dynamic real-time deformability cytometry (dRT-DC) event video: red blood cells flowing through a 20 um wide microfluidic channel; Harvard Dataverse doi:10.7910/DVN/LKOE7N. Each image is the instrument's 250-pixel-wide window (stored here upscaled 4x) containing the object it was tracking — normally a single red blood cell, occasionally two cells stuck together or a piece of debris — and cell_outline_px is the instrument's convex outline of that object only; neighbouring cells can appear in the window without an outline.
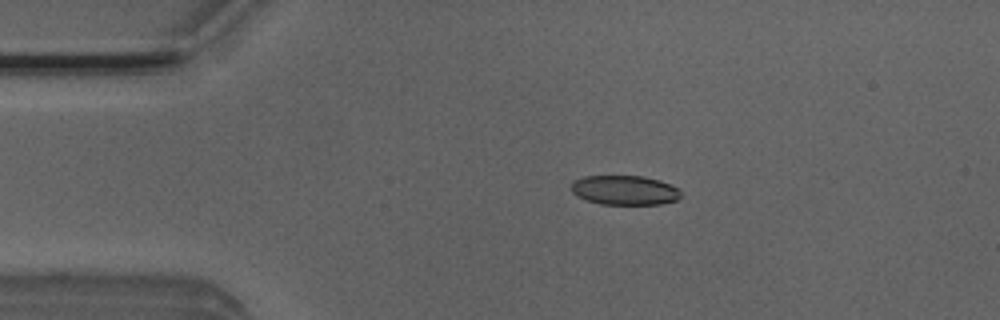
{"species": "Egyptian fruit bat (a non-hibernating species)", "species_latin": "Rousettus aegyptiacus", "temperature_condition": "room temperature", "stored_images_in_passage": 42, "camera_frame_rate_fps": 3000, "um_per_image_px": 0.085, "animal": {"sex": "male"}, "frame": {"image": 1, "passage_image": 1, "time_ms": 0.0, "image_size_px": [1000, 320], "cell_outline_px": [[680, 196], [676, 200], [660, 204], [600, 204], [588, 200], [572, 192], [572, 180], [584, 176], [644, 176], [660, 180], [680, 188]], "centroid_in_image_um": [53.12, 16.15], "position_along_channel_um": 31.9, "area_um2": 18.79}}
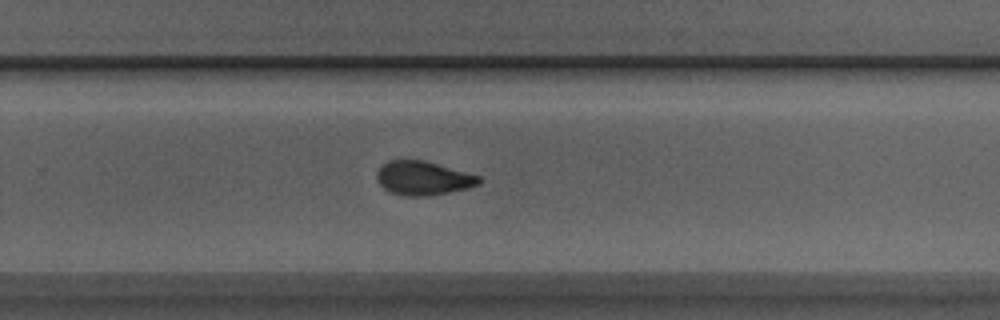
{"frame": {"image": 2, "passage_image": 24, "time_ms": 7.667, "image_size_px": [1000, 320], "cell_outline_px": [[480, 184], [468, 188], [448, 192], [424, 196], [404, 196], [388, 192], [376, 180], [376, 172], [388, 160], [424, 160], [480, 176]], "centroid_in_image_um": [35.93, 15.15], "position_along_channel_um": 293.9, "area_um2": 20.11}}
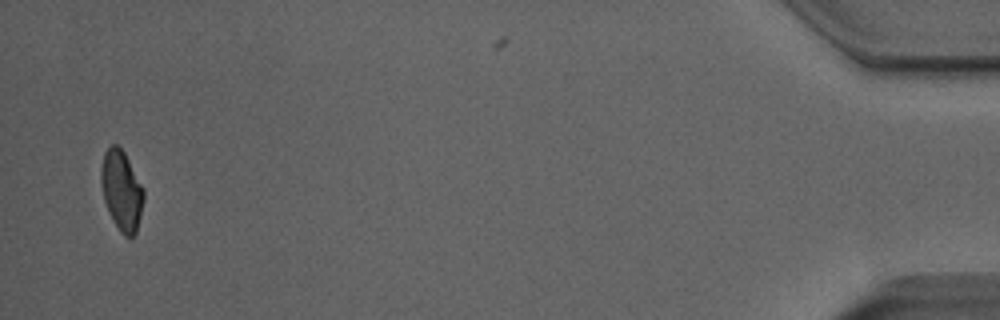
{"frame": {"image": 3, "passage_image": 41, "time_ms": 13.333, "image_size_px": [1000, 320], "cell_outline_px": [[144, 200], [136, 232], [132, 236], [124, 236], [120, 232], [112, 220], [104, 200], [100, 180], [100, 168], [104, 152], [112, 144], [116, 144], [124, 152], [144, 188]], "centroid_in_image_um": [10.32, 16.18], "position_along_channel_um": 424.9, "area_um2": 19.88}}